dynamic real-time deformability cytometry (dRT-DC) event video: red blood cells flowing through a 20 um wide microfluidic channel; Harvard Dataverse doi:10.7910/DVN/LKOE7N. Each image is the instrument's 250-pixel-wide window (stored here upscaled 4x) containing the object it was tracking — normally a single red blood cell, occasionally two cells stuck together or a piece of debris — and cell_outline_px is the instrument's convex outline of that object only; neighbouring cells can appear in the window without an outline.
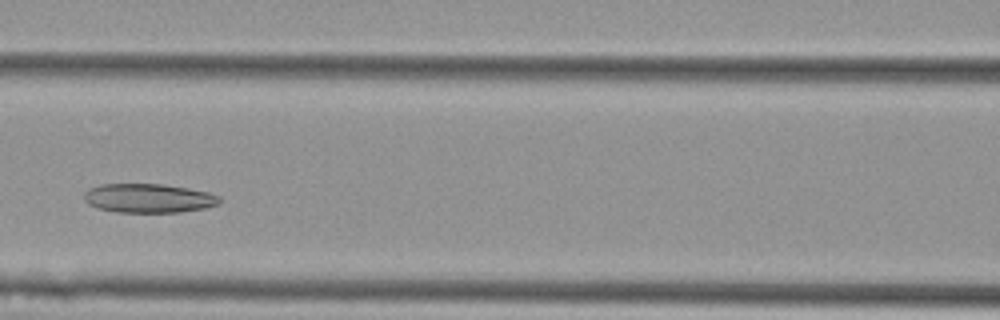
{"species": "Egyptian fruit bat (a non-hibernating species)", "species_latin": "Rousettus aegyptiacus", "temperature_condition": "cold", "stored_images_in_passage": 6, "camera_frame_rate_fps": 3000, "um_per_image_px": 0.085, "animal": {"sex": "female"}, "frame": {"image": 1, "passage_image": 4, "time_ms": 1.0, "image_size_px": [1000, 320], "cell_outline_px": [[224, 200], [220, 204], [204, 208], [180, 212], [116, 212], [96, 208], [88, 204], [84, 200], [84, 192], [88, 188], [100, 184], [164, 184], [188, 188], [208, 192], [220, 196]], "centroid_in_image_um": [12.63, 16.84], "position_along_channel_um": 154.0, "area_um2": 23.24}}
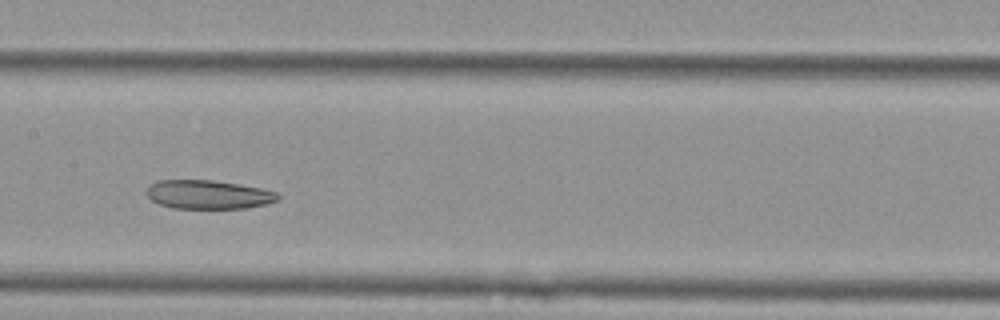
{"frame": {"image": 2, "passage_image": 5, "time_ms": 1.333, "image_size_px": [1000, 320], "cell_outline_px": [[280, 200], [248, 208], [172, 208], [160, 204], [152, 200], [148, 196], [148, 188], [152, 184], [160, 180], [212, 180], [260, 188], [276, 192], [280, 196]], "centroid_in_image_um": [17.74, 16.54], "position_along_channel_um": 189.7, "area_um2": 21.73}}
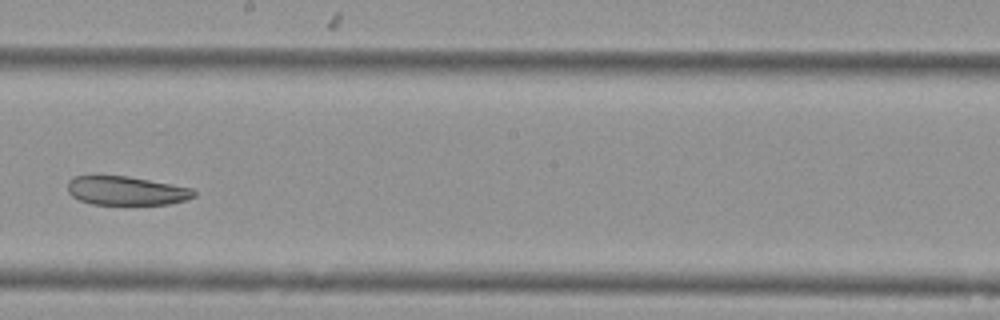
{"frame": {"image": 3, "passage_image": 6, "time_ms": 1.667, "image_size_px": [1000, 320], "cell_outline_px": [[196, 196], [188, 200], [168, 204], [92, 204], [80, 200], [72, 196], [68, 192], [68, 180], [72, 176], [128, 176], [172, 184], [192, 188], [196, 192]], "centroid_in_image_um": [10.76, 16.21], "position_along_channel_um": 237.4, "area_um2": 21.27}}